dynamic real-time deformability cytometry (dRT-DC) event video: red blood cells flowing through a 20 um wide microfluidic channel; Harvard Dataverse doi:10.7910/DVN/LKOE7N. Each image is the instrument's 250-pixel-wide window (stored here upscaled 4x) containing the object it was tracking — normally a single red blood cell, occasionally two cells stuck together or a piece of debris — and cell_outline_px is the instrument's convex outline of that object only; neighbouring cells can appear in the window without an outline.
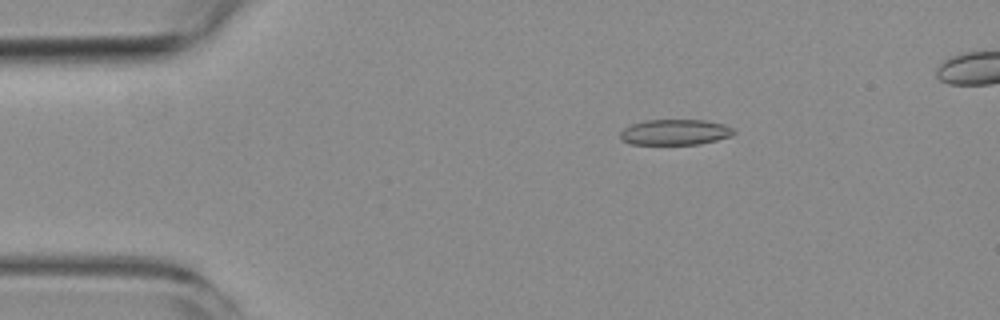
{"species": "common noctule bat (a hibernating species)", "species_latin": "Nyctalus noctula", "temperature_condition": "room temperature", "stored_images_in_passage": 5, "camera_frame_rate_fps": 3000, "um_per_image_px": 0.085, "animal": {"sex": "female", "body_mass_g": 19.3, "forearm_length_mm": 54.1}, "frame": {"image": 1, "passage_image": 3, "time_ms": 2.333, "image_size_px": [1000, 320], "cell_outline_px": [[736, 132], [732, 136], [700, 144], [628, 144], [620, 140], [620, 132], [624, 128], [632, 124], [644, 120], [704, 120], [724, 124], [732, 128]], "centroid_in_image_um": [57.36, 11.24], "position_along_channel_um": 27.6, "area_um2": 17.05}}